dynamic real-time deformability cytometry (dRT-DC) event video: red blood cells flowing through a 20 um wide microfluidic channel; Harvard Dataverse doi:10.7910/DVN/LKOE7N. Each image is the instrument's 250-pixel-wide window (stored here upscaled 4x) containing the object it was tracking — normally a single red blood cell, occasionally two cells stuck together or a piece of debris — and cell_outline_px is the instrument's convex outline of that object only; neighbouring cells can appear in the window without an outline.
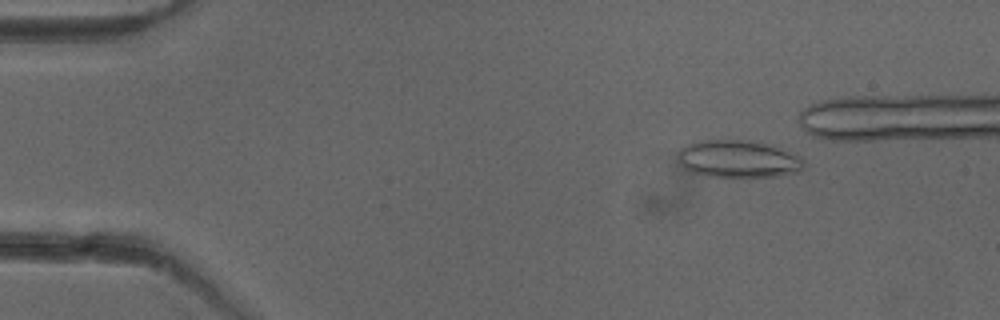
{"species": "common noctule bat (a hibernating species)", "species_latin": "Nyctalus noctula", "temperature_condition": "cold", "stored_images_in_passage": 42, "camera_frame_rate_fps": 3000, "um_per_image_px": 0.085, "animal": {"sex": "female"}, "frame": {"image": 1, "passage_image": 7, "time_ms": 2.0, "image_size_px": [1000, 320], "cell_outline_px": [[804, 164], [800, 172], [776, 176], [704, 176], [692, 172], [684, 168], [680, 164], [676, 156], [676, 152], [680, 148], [688, 144], [704, 140], [752, 140], [772, 144], [800, 156], [804, 160]], "centroid_in_image_um": [62.74, 13.5], "position_along_channel_um": 22.3, "area_um2": 27.74}}
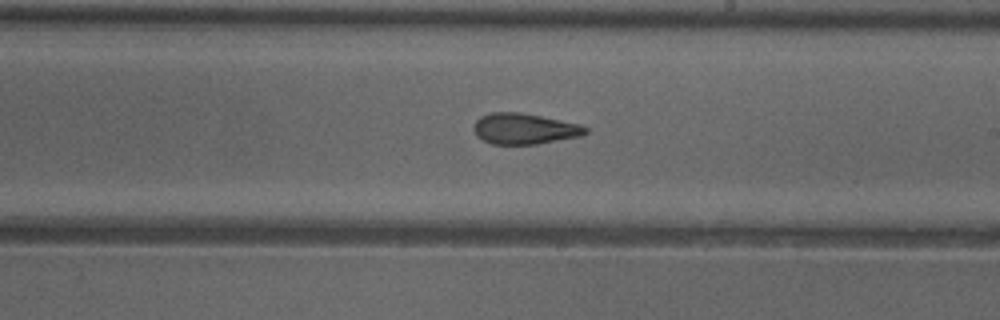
{"frame": {"image": 2, "passage_image": 30, "time_ms": 9.667, "image_size_px": [1000, 320], "cell_outline_px": [[588, 132], [580, 136], [536, 144], [492, 144], [476, 136], [472, 128], [476, 120], [480, 116], [492, 112], [520, 112], [580, 124], [588, 128]], "centroid_in_image_um": [44.54, 10.94], "position_along_channel_um": 244.5, "area_um2": 20.06}}
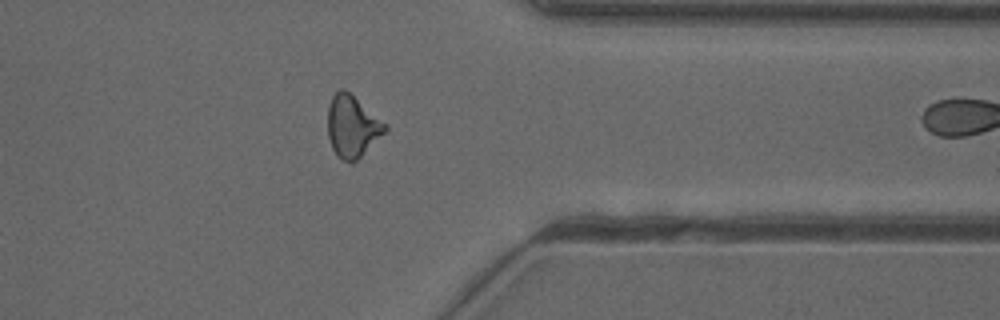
{"frame": {"image": 3, "passage_image": 41, "time_ms": 13.333, "image_size_px": [1000, 320], "cell_outline_px": [[388, 128], [352, 164], [336, 156], [332, 148], [328, 136], [328, 108], [332, 96], [340, 88], [344, 88], [388, 124]], "centroid_in_image_um": [29.93, 10.72], "position_along_channel_um": 381.5, "area_um2": 20.46}}